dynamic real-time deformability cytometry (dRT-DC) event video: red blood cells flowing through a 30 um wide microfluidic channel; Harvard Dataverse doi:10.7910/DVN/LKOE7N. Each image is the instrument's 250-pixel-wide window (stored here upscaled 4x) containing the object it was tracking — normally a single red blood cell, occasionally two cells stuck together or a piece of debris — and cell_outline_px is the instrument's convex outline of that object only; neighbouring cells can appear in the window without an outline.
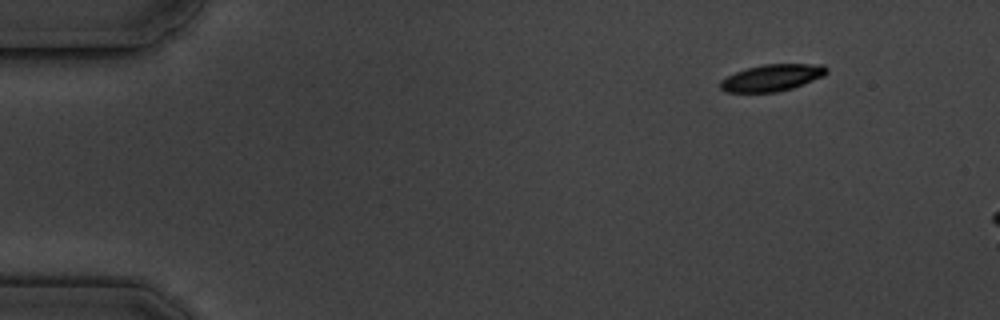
{"species": "common noctule bat (a hibernating species)", "species_latin": "Nyctalus noctula", "temperature_condition": "cold", "stored_images_in_passage": 5, "camera_frame_rate_fps": 3000, "um_per_image_px": 0.085, "animal": {"sex": "male", "body_mass_g": 19.5, "forearm_length_mm": 54.6}, "frame": {"image": 1, "passage_image": 1, "time_ms": 0.0, "image_size_px": [1000, 320], "cell_outline_px": [[828, 72], [824, 76], [792, 88], [776, 92], [728, 92], [720, 88], [720, 80], [736, 72], [748, 68], [764, 64], [824, 64], [828, 68]], "centroid_in_image_um": [65.65, 6.6], "position_along_channel_um": 19.3, "area_um2": 16.47}}
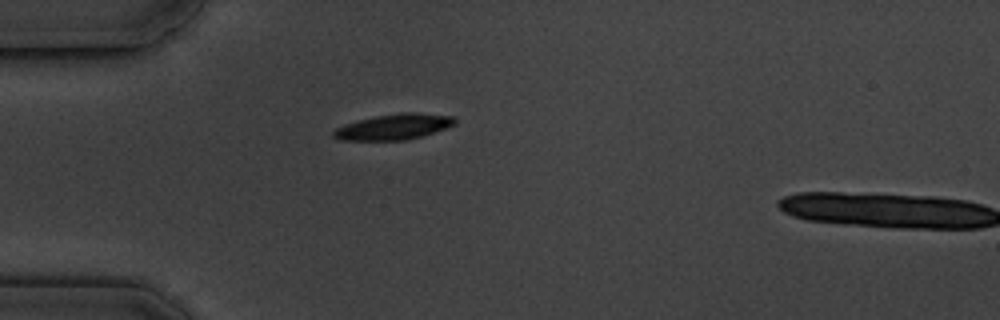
{"frame": {"image": 2, "passage_image": 4, "time_ms": 3.333, "image_size_px": [1000, 320], "cell_outline_px": [[456, 124], [420, 136], [404, 140], [336, 140], [332, 136], [332, 132], [336, 128], [344, 124], [376, 116], [400, 112], [416, 112], [452, 116], [456, 120]], "centroid_in_image_um": [33.43, 10.77], "position_along_channel_um": 51.6, "area_um2": 17.98}}